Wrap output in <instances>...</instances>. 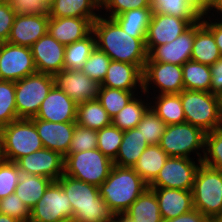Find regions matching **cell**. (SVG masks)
Returning a JSON list of instances; mask_svg holds the SVG:
<instances>
[{
	"mask_svg": "<svg viewBox=\"0 0 222 222\" xmlns=\"http://www.w3.org/2000/svg\"><path fill=\"white\" fill-rule=\"evenodd\" d=\"M96 47L111 60L137 65L142 71L148 59L146 38H134L112 19L100 15L92 23Z\"/></svg>",
	"mask_w": 222,
	"mask_h": 222,
	"instance_id": "1",
	"label": "cell"
},
{
	"mask_svg": "<svg viewBox=\"0 0 222 222\" xmlns=\"http://www.w3.org/2000/svg\"><path fill=\"white\" fill-rule=\"evenodd\" d=\"M57 182L68 196L73 222H112L114 213L99 193V187L63 174Z\"/></svg>",
	"mask_w": 222,
	"mask_h": 222,
	"instance_id": "2",
	"label": "cell"
},
{
	"mask_svg": "<svg viewBox=\"0 0 222 222\" xmlns=\"http://www.w3.org/2000/svg\"><path fill=\"white\" fill-rule=\"evenodd\" d=\"M148 188V184L130 167L113 165L99 193L114 215L125 213L130 205Z\"/></svg>",
	"mask_w": 222,
	"mask_h": 222,
	"instance_id": "3",
	"label": "cell"
},
{
	"mask_svg": "<svg viewBox=\"0 0 222 222\" xmlns=\"http://www.w3.org/2000/svg\"><path fill=\"white\" fill-rule=\"evenodd\" d=\"M180 99L185 122L208 133L220 129L222 121L221 97L211 92L183 90Z\"/></svg>",
	"mask_w": 222,
	"mask_h": 222,
	"instance_id": "4",
	"label": "cell"
},
{
	"mask_svg": "<svg viewBox=\"0 0 222 222\" xmlns=\"http://www.w3.org/2000/svg\"><path fill=\"white\" fill-rule=\"evenodd\" d=\"M44 148L34 123L18 119L0 128V158L16 162Z\"/></svg>",
	"mask_w": 222,
	"mask_h": 222,
	"instance_id": "5",
	"label": "cell"
},
{
	"mask_svg": "<svg viewBox=\"0 0 222 222\" xmlns=\"http://www.w3.org/2000/svg\"><path fill=\"white\" fill-rule=\"evenodd\" d=\"M113 161L100 150L68 153L64 157V174L99 187L109 176Z\"/></svg>",
	"mask_w": 222,
	"mask_h": 222,
	"instance_id": "6",
	"label": "cell"
},
{
	"mask_svg": "<svg viewBox=\"0 0 222 222\" xmlns=\"http://www.w3.org/2000/svg\"><path fill=\"white\" fill-rule=\"evenodd\" d=\"M193 207L211 220L222 209V171L201 162L193 188Z\"/></svg>",
	"mask_w": 222,
	"mask_h": 222,
	"instance_id": "7",
	"label": "cell"
},
{
	"mask_svg": "<svg viewBox=\"0 0 222 222\" xmlns=\"http://www.w3.org/2000/svg\"><path fill=\"white\" fill-rule=\"evenodd\" d=\"M204 144L205 132L187 122L166 125L159 143L169 157L190 158L193 153L197 154L196 157L201 161L204 156Z\"/></svg>",
	"mask_w": 222,
	"mask_h": 222,
	"instance_id": "8",
	"label": "cell"
},
{
	"mask_svg": "<svg viewBox=\"0 0 222 222\" xmlns=\"http://www.w3.org/2000/svg\"><path fill=\"white\" fill-rule=\"evenodd\" d=\"M55 85L54 76L36 72L15 81L18 119L34 118L48 93Z\"/></svg>",
	"mask_w": 222,
	"mask_h": 222,
	"instance_id": "9",
	"label": "cell"
},
{
	"mask_svg": "<svg viewBox=\"0 0 222 222\" xmlns=\"http://www.w3.org/2000/svg\"><path fill=\"white\" fill-rule=\"evenodd\" d=\"M72 218L73 210L67 194L57 181H53L30 210L29 222H66Z\"/></svg>",
	"mask_w": 222,
	"mask_h": 222,
	"instance_id": "10",
	"label": "cell"
},
{
	"mask_svg": "<svg viewBox=\"0 0 222 222\" xmlns=\"http://www.w3.org/2000/svg\"><path fill=\"white\" fill-rule=\"evenodd\" d=\"M187 157H168L166 163L148 188L192 190L201 160Z\"/></svg>",
	"mask_w": 222,
	"mask_h": 222,
	"instance_id": "11",
	"label": "cell"
},
{
	"mask_svg": "<svg viewBox=\"0 0 222 222\" xmlns=\"http://www.w3.org/2000/svg\"><path fill=\"white\" fill-rule=\"evenodd\" d=\"M151 87L155 95L178 94L183 91L182 66L172 63L146 62L143 70L142 93L149 97Z\"/></svg>",
	"mask_w": 222,
	"mask_h": 222,
	"instance_id": "12",
	"label": "cell"
},
{
	"mask_svg": "<svg viewBox=\"0 0 222 222\" xmlns=\"http://www.w3.org/2000/svg\"><path fill=\"white\" fill-rule=\"evenodd\" d=\"M36 72L30 47L0 43V80L15 82Z\"/></svg>",
	"mask_w": 222,
	"mask_h": 222,
	"instance_id": "13",
	"label": "cell"
},
{
	"mask_svg": "<svg viewBox=\"0 0 222 222\" xmlns=\"http://www.w3.org/2000/svg\"><path fill=\"white\" fill-rule=\"evenodd\" d=\"M16 164L23 174L43 176L53 181L64 174V157L47 148L19 158Z\"/></svg>",
	"mask_w": 222,
	"mask_h": 222,
	"instance_id": "14",
	"label": "cell"
},
{
	"mask_svg": "<svg viewBox=\"0 0 222 222\" xmlns=\"http://www.w3.org/2000/svg\"><path fill=\"white\" fill-rule=\"evenodd\" d=\"M195 33L196 23L170 43L152 47L148 51L147 62L172 63L182 66L186 61L191 60Z\"/></svg>",
	"mask_w": 222,
	"mask_h": 222,
	"instance_id": "15",
	"label": "cell"
},
{
	"mask_svg": "<svg viewBox=\"0 0 222 222\" xmlns=\"http://www.w3.org/2000/svg\"><path fill=\"white\" fill-rule=\"evenodd\" d=\"M55 85L62 89L77 104L95 100L100 84L89 78L80 69H62L54 75Z\"/></svg>",
	"mask_w": 222,
	"mask_h": 222,
	"instance_id": "16",
	"label": "cell"
},
{
	"mask_svg": "<svg viewBox=\"0 0 222 222\" xmlns=\"http://www.w3.org/2000/svg\"><path fill=\"white\" fill-rule=\"evenodd\" d=\"M193 23L189 19H182L168 14L153 13L146 34V49L170 43Z\"/></svg>",
	"mask_w": 222,
	"mask_h": 222,
	"instance_id": "17",
	"label": "cell"
},
{
	"mask_svg": "<svg viewBox=\"0 0 222 222\" xmlns=\"http://www.w3.org/2000/svg\"><path fill=\"white\" fill-rule=\"evenodd\" d=\"M30 48L37 72L54 76L64 69L65 45L49 33L39 38Z\"/></svg>",
	"mask_w": 222,
	"mask_h": 222,
	"instance_id": "18",
	"label": "cell"
},
{
	"mask_svg": "<svg viewBox=\"0 0 222 222\" xmlns=\"http://www.w3.org/2000/svg\"><path fill=\"white\" fill-rule=\"evenodd\" d=\"M77 103L56 85L43 100L34 118L49 122H76Z\"/></svg>",
	"mask_w": 222,
	"mask_h": 222,
	"instance_id": "19",
	"label": "cell"
},
{
	"mask_svg": "<svg viewBox=\"0 0 222 222\" xmlns=\"http://www.w3.org/2000/svg\"><path fill=\"white\" fill-rule=\"evenodd\" d=\"M40 136L44 148L60 153L63 157L68 154L76 122H49L41 119H30Z\"/></svg>",
	"mask_w": 222,
	"mask_h": 222,
	"instance_id": "20",
	"label": "cell"
},
{
	"mask_svg": "<svg viewBox=\"0 0 222 222\" xmlns=\"http://www.w3.org/2000/svg\"><path fill=\"white\" fill-rule=\"evenodd\" d=\"M49 16L17 14L7 42L31 47L39 38L48 33Z\"/></svg>",
	"mask_w": 222,
	"mask_h": 222,
	"instance_id": "21",
	"label": "cell"
},
{
	"mask_svg": "<svg viewBox=\"0 0 222 222\" xmlns=\"http://www.w3.org/2000/svg\"><path fill=\"white\" fill-rule=\"evenodd\" d=\"M100 86L141 93L143 92V71L137 65L111 60L106 77Z\"/></svg>",
	"mask_w": 222,
	"mask_h": 222,
	"instance_id": "22",
	"label": "cell"
},
{
	"mask_svg": "<svg viewBox=\"0 0 222 222\" xmlns=\"http://www.w3.org/2000/svg\"><path fill=\"white\" fill-rule=\"evenodd\" d=\"M92 23L89 18L49 17L48 33L66 46L87 37L92 32Z\"/></svg>",
	"mask_w": 222,
	"mask_h": 222,
	"instance_id": "23",
	"label": "cell"
},
{
	"mask_svg": "<svg viewBox=\"0 0 222 222\" xmlns=\"http://www.w3.org/2000/svg\"><path fill=\"white\" fill-rule=\"evenodd\" d=\"M156 195L163 221L194 209L192 190L150 188Z\"/></svg>",
	"mask_w": 222,
	"mask_h": 222,
	"instance_id": "24",
	"label": "cell"
},
{
	"mask_svg": "<svg viewBox=\"0 0 222 222\" xmlns=\"http://www.w3.org/2000/svg\"><path fill=\"white\" fill-rule=\"evenodd\" d=\"M99 0H50V14L52 18L79 17L89 18L93 22L101 15Z\"/></svg>",
	"mask_w": 222,
	"mask_h": 222,
	"instance_id": "25",
	"label": "cell"
},
{
	"mask_svg": "<svg viewBox=\"0 0 222 222\" xmlns=\"http://www.w3.org/2000/svg\"><path fill=\"white\" fill-rule=\"evenodd\" d=\"M221 54L212 32L203 24L202 18L196 22V33L191 60L211 66Z\"/></svg>",
	"mask_w": 222,
	"mask_h": 222,
	"instance_id": "26",
	"label": "cell"
},
{
	"mask_svg": "<svg viewBox=\"0 0 222 222\" xmlns=\"http://www.w3.org/2000/svg\"><path fill=\"white\" fill-rule=\"evenodd\" d=\"M146 97L150 107L161 118L166 125H174L185 122V115L180 99V94H159L153 97ZM151 99L153 101H151ZM155 101V102H154Z\"/></svg>",
	"mask_w": 222,
	"mask_h": 222,
	"instance_id": "27",
	"label": "cell"
},
{
	"mask_svg": "<svg viewBox=\"0 0 222 222\" xmlns=\"http://www.w3.org/2000/svg\"><path fill=\"white\" fill-rule=\"evenodd\" d=\"M148 146L149 144L137 128L124 131L123 140L113 164L119 167L133 168L143 151Z\"/></svg>",
	"mask_w": 222,
	"mask_h": 222,
	"instance_id": "28",
	"label": "cell"
},
{
	"mask_svg": "<svg viewBox=\"0 0 222 222\" xmlns=\"http://www.w3.org/2000/svg\"><path fill=\"white\" fill-rule=\"evenodd\" d=\"M168 157L159 144L149 145L143 151L133 169L149 185L156 178Z\"/></svg>",
	"mask_w": 222,
	"mask_h": 222,
	"instance_id": "29",
	"label": "cell"
},
{
	"mask_svg": "<svg viewBox=\"0 0 222 222\" xmlns=\"http://www.w3.org/2000/svg\"><path fill=\"white\" fill-rule=\"evenodd\" d=\"M125 214L135 222H163L155 193L147 188Z\"/></svg>",
	"mask_w": 222,
	"mask_h": 222,
	"instance_id": "30",
	"label": "cell"
},
{
	"mask_svg": "<svg viewBox=\"0 0 222 222\" xmlns=\"http://www.w3.org/2000/svg\"><path fill=\"white\" fill-rule=\"evenodd\" d=\"M152 14V8H138L125 11L112 19L130 36L146 38Z\"/></svg>",
	"mask_w": 222,
	"mask_h": 222,
	"instance_id": "31",
	"label": "cell"
},
{
	"mask_svg": "<svg viewBox=\"0 0 222 222\" xmlns=\"http://www.w3.org/2000/svg\"><path fill=\"white\" fill-rule=\"evenodd\" d=\"M52 182L53 180L47 177L21 173L15 193L31 210Z\"/></svg>",
	"mask_w": 222,
	"mask_h": 222,
	"instance_id": "32",
	"label": "cell"
},
{
	"mask_svg": "<svg viewBox=\"0 0 222 222\" xmlns=\"http://www.w3.org/2000/svg\"><path fill=\"white\" fill-rule=\"evenodd\" d=\"M76 124L93 130H100L112 124V118L101 103L95 99L77 104Z\"/></svg>",
	"mask_w": 222,
	"mask_h": 222,
	"instance_id": "33",
	"label": "cell"
},
{
	"mask_svg": "<svg viewBox=\"0 0 222 222\" xmlns=\"http://www.w3.org/2000/svg\"><path fill=\"white\" fill-rule=\"evenodd\" d=\"M182 77L185 90L210 92V66L192 60L182 65Z\"/></svg>",
	"mask_w": 222,
	"mask_h": 222,
	"instance_id": "34",
	"label": "cell"
},
{
	"mask_svg": "<svg viewBox=\"0 0 222 222\" xmlns=\"http://www.w3.org/2000/svg\"><path fill=\"white\" fill-rule=\"evenodd\" d=\"M138 94L113 118L112 124L121 131H127L136 128L138 123L142 120L143 115L150 107V103L146 102L142 97V93Z\"/></svg>",
	"mask_w": 222,
	"mask_h": 222,
	"instance_id": "35",
	"label": "cell"
},
{
	"mask_svg": "<svg viewBox=\"0 0 222 222\" xmlns=\"http://www.w3.org/2000/svg\"><path fill=\"white\" fill-rule=\"evenodd\" d=\"M96 47V38L93 32L82 40L65 46L64 69H81Z\"/></svg>",
	"mask_w": 222,
	"mask_h": 222,
	"instance_id": "36",
	"label": "cell"
},
{
	"mask_svg": "<svg viewBox=\"0 0 222 222\" xmlns=\"http://www.w3.org/2000/svg\"><path fill=\"white\" fill-rule=\"evenodd\" d=\"M137 91H125L122 89L99 87L97 100L113 118L121 111L137 94Z\"/></svg>",
	"mask_w": 222,
	"mask_h": 222,
	"instance_id": "37",
	"label": "cell"
},
{
	"mask_svg": "<svg viewBox=\"0 0 222 222\" xmlns=\"http://www.w3.org/2000/svg\"><path fill=\"white\" fill-rule=\"evenodd\" d=\"M150 2L153 13L189 19L193 24L201 19L191 8L188 0H150Z\"/></svg>",
	"mask_w": 222,
	"mask_h": 222,
	"instance_id": "38",
	"label": "cell"
},
{
	"mask_svg": "<svg viewBox=\"0 0 222 222\" xmlns=\"http://www.w3.org/2000/svg\"><path fill=\"white\" fill-rule=\"evenodd\" d=\"M18 120L15 82L0 80V128Z\"/></svg>",
	"mask_w": 222,
	"mask_h": 222,
	"instance_id": "39",
	"label": "cell"
},
{
	"mask_svg": "<svg viewBox=\"0 0 222 222\" xmlns=\"http://www.w3.org/2000/svg\"><path fill=\"white\" fill-rule=\"evenodd\" d=\"M124 131L110 124L97 130V149L114 161L123 140Z\"/></svg>",
	"mask_w": 222,
	"mask_h": 222,
	"instance_id": "40",
	"label": "cell"
},
{
	"mask_svg": "<svg viewBox=\"0 0 222 222\" xmlns=\"http://www.w3.org/2000/svg\"><path fill=\"white\" fill-rule=\"evenodd\" d=\"M136 128L140 130L141 135L149 145H155L160 143L166 124L149 107Z\"/></svg>",
	"mask_w": 222,
	"mask_h": 222,
	"instance_id": "41",
	"label": "cell"
},
{
	"mask_svg": "<svg viewBox=\"0 0 222 222\" xmlns=\"http://www.w3.org/2000/svg\"><path fill=\"white\" fill-rule=\"evenodd\" d=\"M203 164L222 171V131L205 133Z\"/></svg>",
	"mask_w": 222,
	"mask_h": 222,
	"instance_id": "42",
	"label": "cell"
},
{
	"mask_svg": "<svg viewBox=\"0 0 222 222\" xmlns=\"http://www.w3.org/2000/svg\"><path fill=\"white\" fill-rule=\"evenodd\" d=\"M110 61V57L105 52L95 47L80 70L101 85L106 77Z\"/></svg>",
	"mask_w": 222,
	"mask_h": 222,
	"instance_id": "43",
	"label": "cell"
},
{
	"mask_svg": "<svg viewBox=\"0 0 222 222\" xmlns=\"http://www.w3.org/2000/svg\"><path fill=\"white\" fill-rule=\"evenodd\" d=\"M20 175L16 162L0 158V200L15 192Z\"/></svg>",
	"mask_w": 222,
	"mask_h": 222,
	"instance_id": "44",
	"label": "cell"
},
{
	"mask_svg": "<svg viewBox=\"0 0 222 222\" xmlns=\"http://www.w3.org/2000/svg\"><path fill=\"white\" fill-rule=\"evenodd\" d=\"M92 149H97V130L75 124L68 153H78Z\"/></svg>",
	"mask_w": 222,
	"mask_h": 222,
	"instance_id": "45",
	"label": "cell"
},
{
	"mask_svg": "<svg viewBox=\"0 0 222 222\" xmlns=\"http://www.w3.org/2000/svg\"><path fill=\"white\" fill-rule=\"evenodd\" d=\"M138 8H152L150 0H103L101 3V10L106 11L102 15L105 14L104 17L107 18H114L125 11Z\"/></svg>",
	"mask_w": 222,
	"mask_h": 222,
	"instance_id": "46",
	"label": "cell"
},
{
	"mask_svg": "<svg viewBox=\"0 0 222 222\" xmlns=\"http://www.w3.org/2000/svg\"><path fill=\"white\" fill-rule=\"evenodd\" d=\"M2 214L11 216L20 222H29L30 209L21 201V199L12 193L0 200Z\"/></svg>",
	"mask_w": 222,
	"mask_h": 222,
	"instance_id": "47",
	"label": "cell"
},
{
	"mask_svg": "<svg viewBox=\"0 0 222 222\" xmlns=\"http://www.w3.org/2000/svg\"><path fill=\"white\" fill-rule=\"evenodd\" d=\"M14 11L19 15H46L50 14V0H8Z\"/></svg>",
	"mask_w": 222,
	"mask_h": 222,
	"instance_id": "48",
	"label": "cell"
},
{
	"mask_svg": "<svg viewBox=\"0 0 222 222\" xmlns=\"http://www.w3.org/2000/svg\"><path fill=\"white\" fill-rule=\"evenodd\" d=\"M16 15L8 0H0V43L7 42Z\"/></svg>",
	"mask_w": 222,
	"mask_h": 222,
	"instance_id": "49",
	"label": "cell"
},
{
	"mask_svg": "<svg viewBox=\"0 0 222 222\" xmlns=\"http://www.w3.org/2000/svg\"><path fill=\"white\" fill-rule=\"evenodd\" d=\"M211 85L210 92L222 97V56L210 66Z\"/></svg>",
	"mask_w": 222,
	"mask_h": 222,
	"instance_id": "50",
	"label": "cell"
},
{
	"mask_svg": "<svg viewBox=\"0 0 222 222\" xmlns=\"http://www.w3.org/2000/svg\"><path fill=\"white\" fill-rule=\"evenodd\" d=\"M191 8L196 14L202 18L214 14L215 9L219 3V0H188ZM211 10L213 11L211 13Z\"/></svg>",
	"mask_w": 222,
	"mask_h": 222,
	"instance_id": "51",
	"label": "cell"
},
{
	"mask_svg": "<svg viewBox=\"0 0 222 222\" xmlns=\"http://www.w3.org/2000/svg\"><path fill=\"white\" fill-rule=\"evenodd\" d=\"M202 22L212 32L215 38L216 44L218 46L219 52L222 56V20L212 18V16L211 17L205 16V17H202Z\"/></svg>",
	"mask_w": 222,
	"mask_h": 222,
	"instance_id": "52",
	"label": "cell"
},
{
	"mask_svg": "<svg viewBox=\"0 0 222 222\" xmlns=\"http://www.w3.org/2000/svg\"><path fill=\"white\" fill-rule=\"evenodd\" d=\"M163 222H212V220L209 217L202 215L198 210L192 209L176 218L165 220Z\"/></svg>",
	"mask_w": 222,
	"mask_h": 222,
	"instance_id": "53",
	"label": "cell"
},
{
	"mask_svg": "<svg viewBox=\"0 0 222 222\" xmlns=\"http://www.w3.org/2000/svg\"><path fill=\"white\" fill-rule=\"evenodd\" d=\"M116 222H135L131 218H129L125 213L117 214L114 217Z\"/></svg>",
	"mask_w": 222,
	"mask_h": 222,
	"instance_id": "54",
	"label": "cell"
},
{
	"mask_svg": "<svg viewBox=\"0 0 222 222\" xmlns=\"http://www.w3.org/2000/svg\"><path fill=\"white\" fill-rule=\"evenodd\" d=\"M215 14H217V15H215V14H211L210 16H212V17H215L216 19H219L220 20V18H221V20H222V0H219V3H218V5H217V8L215 9ZM220 15V17H219V15ZM217 16V17H216Z\"/></svg>",
	"mask_w": 222,
	"mask_h": 222,
	"instance_id": "55",
	"label": "cell"
},
{
	"mask_svg": "<svg viewBox=\"0 0 222 222\" xmlns=\"http://www.w3.org/2000/svg\"><path fill=\"white\" fill-rule=\"evenodd\" d=\"M0 222H20V221H18L15 218H12L11 216L1 214L0 215Z\"/></svg>",
	"mask_w": 222,
	"mask_h": 222,
	"instance_id": "56",
	"label": "cell"
},
{
	"mask_svg": "<svg viewBox=\"0 0 222 222\" xmlns=\"http://www.w3.org/2000/svg\"><path fill=\"white\" fill-rule=\"evenodd\" d=\"M212 222H222V209H221V211L213 218Z\"/></svg>",
	"mask_w": 222,
	"mask_h": 222,
	"instance_id": "57",
	"label": "cell"
}]
</instances>
